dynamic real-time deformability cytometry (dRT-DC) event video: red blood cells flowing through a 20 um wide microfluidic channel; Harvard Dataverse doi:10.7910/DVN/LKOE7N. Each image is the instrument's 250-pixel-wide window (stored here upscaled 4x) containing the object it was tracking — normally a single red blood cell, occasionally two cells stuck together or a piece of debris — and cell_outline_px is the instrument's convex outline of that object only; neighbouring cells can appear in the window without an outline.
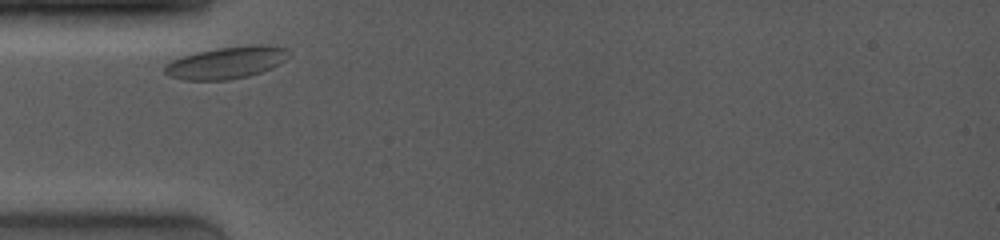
{"species": "common noctule bat (a hibernating species)", "species_latin": "Nyctalus noctula", "temperature_condition": "room temperature", "stored_images_in_passage": 6, "camera_frame_rate_fps": 4000, "um_per_image_px": 0.085, "animal": {"sex": "female", "body_mass_g": 19.0, "forearm_length_mm": 53.3}, "frame": {"image": 1, "passage_image": 1, "time_ms": 0.0, "image_size_px": [1000, 240], "cell_outline_px": [[288, 48], [284, 60], [272, 68], [248, 76], [228, 80], [188, 80], [168, 76], [164, 72], [164, 64], [172, 60], [196, 52], [216, 48], [252, 44], [268, 44]], "centroid_in_image_um": [19.23, 5.31], "position_along_channel_um": 65.8, "area_um2": 23.18}}
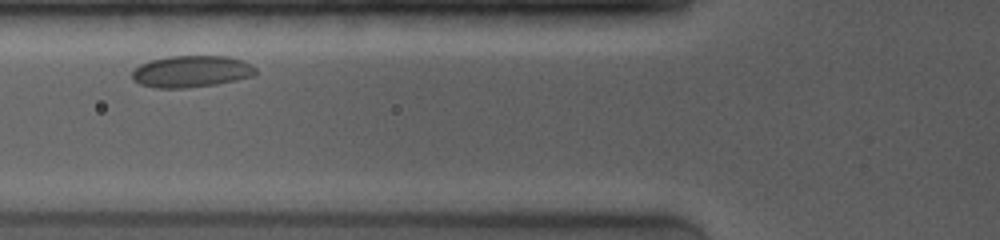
{"frame": {"image": 2, "passage_image": 3, "time_ms": 1.25, "image_size_px": [1000, 240], "cell_outline_px": [[256, 72], [252, 76], [236, 80], [216, 84], [184, 88], [156, 88], [140, 84], [132, 80], [132, 72], [140, 64], [152, 60], [168, 56], [228, 56], [252, 64], [256, 68]], "centroid_in_image_um": [16.26, 6.07], "position_along_channel_um": 109.5, "area_um2": 22.77}}
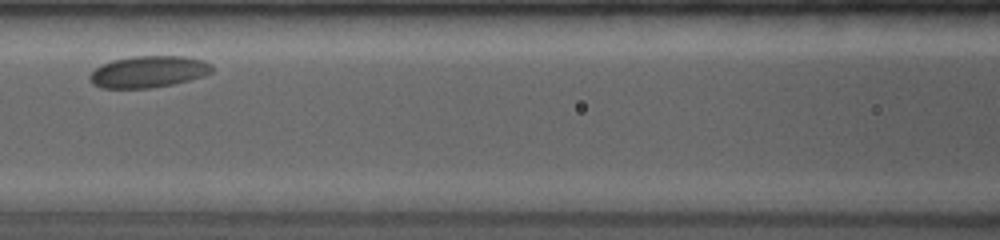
{"frame": {"image": 3, "passage_image": 5, "time_ms": 2.5, "image_size_px": [1000, 240], "cell_outline_px": [[212, 72], [204, 76], [172, 84], [148, 88], [100, 88], [92, 84], [88, 80], [88, 76], [100, 64], [112, 60], [132, 56], [184, 56], [204, 60], [212, 64]], "centroid_in_image_um": [12.59, 6.09], "position_along_channel_um": 154.0, "area_um2": 22.72}}